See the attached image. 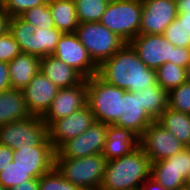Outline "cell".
I'll return each instance as SVG.
<instances>
[{
    "mask_svg": "<svg viewBox=\"0 0 190 190\" xmlns=\"http://www.w3.org/2000/svg\"><path fill=\"white\" fill-rule=\"evenodd\" d=\"M170 62L186 69L190 63V48L174 46Z\"/></svg>",
    "mask_w": 190,
    "mask_h": 190,
    "instance_id": "37",
    "label": "cell"
},
{
    "mask_svg": "<svg viewBox=\"0 0 190 190\" xmlns=\"http://www.w3.org/2000/svg\"><path fill=\"white\" fill-rule=\"evenodd\" d=\"M21 53L18 43L11 33L7 31L0 35V61L9 63Z\"/></svg>",
    "mask_w": 190,
    "mask_h": 190,
    "instance_id": "35",
    "label": "cell"
},
{
    "mask_svg": "<svg viewBox=\"0 0 190 190\" xmlns=\"http://www.w3.org/2000/svg\"><path fill=\"white\" fill-rule=\"evenodd\" d=\"M75 34L97 66L126 44L100 22L79 23Z\"/></svg>",
    "mask_w": 190,
    "mask_h": 190,
    "instance_id": "7",
    "label": "cell"
},
{
    "mask_svg": "<svg viewBox=\"0 0 190 190\" xmlns=\"http://www.w3.org/2000/svg\"><path fill=\"white\" fill-rule=\"evenodd\" d=\"M150 172V160L139 146L129 155L107 161L99 190H140Z\"/></svg>",
    "mask_w": 190,
    "mask_h": 190,
    "instance_id": "2",
    "label": "cell"
},
{
    "mask_svg": "<svg viewBox=\"0 0 190 190\" xmlns=\"http://www.w3.org/2000/svg\"><path fill=\"white\" fill-rule=\"evenodd\" d=\"M97 75L106 83L130 92L158 84L156 70L147 67L129 43L104 60Z\"/></svg>",
    "mask_w": 190,
    "mask_h": 190,
    "instance_id": "1",
    "label": "cell"
},
{
    "mask_svg": "<svg viewBox=\"0 0 190 190\" xmlns=\"http://www.w3.org/2000/svg\"><path fill=\"white\" fill-rule=\"evenodd\" d=\"M105 1L108 2V3H110V2L115 1V0H105Z\"/></svg>",
    "mask_w": 190,
    "mask_h": 190,
    "instance_id": "49",
    "label": "cell"
},
{
    "mask_svg": "<svg viewBox=\"0 0 190 190\" xmlns=\"http://www.w3.org/2000/svg\"><path fill=\"white\" fill-rule=\"evenodd\" d=\"M187 183H190V146H188V172H187Z\"/></svg>",
    "mask_w": 190,
    "mask_h": 190,
    "instance_id": "45",
    "label": "cell"
},
{
    "mask_svg": "<svg viewBox=\"0 0 190 190\" xmlns=\"http://www.w3.org/2000/svg\"><path fill=\"white\" fill-rule=\"evenodd\" d=\"M48 0H3L1 6L10 17H18L28 9L45 4Z\"/></svg>",
    "mask_w": 190,
    "mask_h": 190,
    "instance_id": "34",
    "label": "cell"
},
{
    "mask_svg": "<svg viewBox=\"0 0 190 190\" xmlns=\"http://www.w3.org/2000/svg\"><path fill=\"white\" fill-rule=\"evenodd\" d=\"M177 19L183 22L190 29V13L178 12Z\"/></svg>",
    "mask_w": 190,
    "mask_h": 190,
    "instance_id": "44",
    "label": "cell"
},
{
    "mask_svg": "<svg viewBox=\"0 0 190 190\" xmlns=\"http://www.w3.org/2000/svg\"><path fill=\"white\" fill-rule=\"evenodd\" d=\"M125 91L106 83L97 74L87 78V105L97 122L113 125L121 118Z\"/></svg>",
    "mask_w": 190,
    "mask_h": 190,
    "instance_id": "3",
    "label": "cell"
},
{
    "mask_svg": "<svg viewBox=\"0 0 190 190\" xmlns=\"http://www.w3.org/2000/svg\"><path fill=\"white\" fill-rule=\"evenodd\" d=\"M177 11L190 13V0H176Z\"/></svg>",
    "mask_w": 190,
    "mask_h": 190,
    "instance_id": "43",
    "label": "cell"
},
{
    "mask_svg": "<svg viewBox=\"0 0 190 190\" xmlns=\"http://www.w3.org/2000/svg\"><path fill=\"white\" fill-rule=\"evenodd\" d=\"M8 31L18 43L21 53L39 58L52 55L63 34L55 27L40 29L23 20L20 16L10 17Z\"/></svg>",
    "mask_w": 190,
    "mask_h": 190,
    "instance_id": "4",
    "label": "cell"
},
{
    "mask_svg": "<svg viewBox=\"0 0 190 190\" xmlns=\"http://www.w3.org/2000/svg\"><path fill=\"white\" fill-rule=\"evenodd\" d=\"M153 121L142 106L141 91H125L123 94V115L113 125L129 129L140 138Z\"/></svg>",
    "mask_w": 190,
    "mask_h": 190,
    "instance_id": "18",
    "label": "cell"
},
{
    "mask_svg": "<svg viewBox=\"0 0 190 190\" xmlns=\"http://www.w3.org/2000/svg\"><path fill=\"white\" fill-rule=\"evenodd\" d=\"M31 116L22 90L9 88L0 93V126Z\"/></svg>",
    "mask_w": 190,
    "mask_h": 190,
    "instance_id": "22",
    "label": "cell"
},
{
    "mask_svg": "<svg viewBox=\"0 0 190 190\" xmlns=\"http://www.w3.org/2000/svg\"><path fill=\"white\" fill-rule=\"evenodd\" d=\"M0 144L15 150L25 144L52 146L48 139L47 125L40 116L10 122L0 126Z\"/></svg>",
    "mask_w": 190,
    "mask_h": 190,
    "instance_id": "8",
    "label": "cell"
},
{
    "mask_svg": "<svg viewBox=\"0 0 190 190\" xmlns=\"http://www.w3.org/2000/svg\"><path fill=\"white\" fill-rule=\"evenodd\" d=\"M156 72L158 85L167 92L186 83V69L172 62L164 63Z\"/></svg>",
    "mask_w": 190,
    "mask_h": 190,
    "instance_id": "27",
    "label": "cell"
},
{
    "mask_svg": "<svg viewBox=\"0 0 190 190\" xmlns=\"http://www.w3.org/2000/svg\"><path fill=\"white\" fill-rule=\"evenodd\" d=\"M10 190H39V178H33L12 187Z\"/></svg>",
    "mask_w": 190,
    "mask_h": 190,
    "instance_id": "40",
    "label": "cell"
},
{
    "mask_svg": "<svg viewBox=\"0 0 190 190\" xmlns=\"http://www.w3.org/2000/svg\"><path fill=\"white\" fill-rule=\"evenodd\" d=\"M11 88L8 63L0 61V93Z\"/></svg>",
    "mask_w": 190,
    "mask_h": 190,
    "instance_id": "38",
    "label": "cell"
},
{
    "mask_svg": "<svg viewBox=\"0 0 190 190\" xmlns=\"http://www.w3.org/2000/svg\"><path fill=\"white\" fill-rule=\"evenodd\" d=\"M141 101L144 110L153 120H157L168 108V92L160 85H149L141 91Z\"/></svg>",
    "mask_w": 190,
    "mask_h": 190,
    "instance_id": "25",
    "label": "cell"
},
{
    "mask_svg": "<svg viewBox=\"0 0 190 190\" xmlns=\"http://www.w3.org/2000/svg\"><path fill=\"white\" fill-rule=\"evenodd\" d=\"M168 108L190 114V84L183 83L168 92Z\"/></svg>",
    "mask_w": 190,
    "mask_h": 190,
    "instance_id": "31",
    "label": "cell"
},
{
    "mask_svg": "<svg viewBox=\"0 0 190 190\" xmlns=\"http://www.w3.org/2000/svg\"><path fill=\"white\" fill-rule=\"evenodd\" d=\"M156 121L172 133L185 147L190 146V114L167 108Z\"/></svg>",
    "mask_w": 190,
    "mask_h": 190,
    "instance_id": "24",
    "label": "cell"
},
{
    "mask_svg": "<svg viewBox=\"0 0 190 190\" xmlns=\"http://www.w3.org/2000/svg\"><path fill=\"white\" fill-rule=\"evenodd\" d=\"M39 190H82L67 181L54 167L39 178Z\"/></svg>",
    "mask_w": 190,
    "mask_h": 190,
    "instance_id": "33",
    "label": "cell"
},
{
    "mask_svg": "<svg viewBox=\"0 0 190 190\" xmlns=\"http://www.w3.org/2000/svg\"><path fill=\"white\" fill-rule=\"evenodd\" d=\"M87 105V79L81 83L58 89L47 112L42 116L47 127L54 121L65 118Z\"/></svg>",
    "mask_w": 190,
    "mask_h": 190,
    "instance_id": "15",
    "label": "cell"
},
{
    "mask_svg": "<svg viewBox=\"0 0 190 190\" xmlns=\"http://www.w3.org/2000/svg\"><path fill=\"white\" fill-rule=\"evenodd\" d=\"M56 150L53 146H30L13 150V161L28 171L33 178H40L55 165Z\"/></svg>",
    "mask_w": 190,
    "mask_h": 190,
    "instance_id": "16",
    "label": "cell"
},
{
    "mask_svg": "<svg viewBox=\"0 0 190 190\" xmlns=\"http://www.w3.org/2000/svg\"><path fill=\"white\" fill-rule=\"evenodd\" d=\"M95 121L93 112L86 105L65 118L54 120L47 127L48 139L57 150L67 140L85 132Z\"/></svg>",
    "mask_w": 190,
    "mask_h": 190,
    "instance_id": "12",
    "label": "cell"
},
{
    "mask_svg": "<svg viewBox=\"0 0 190 190\" xmlns=\"http://www.w3.org/2000/svg\"><path fill=\"white\" fill-rule=\"evenodd\" d=\"M0 190H8L2 184H0Z\"/></svg>",
    "mask_w": 190,
    "mask_h": 190,
    "instance_id": "48",
    "label": "cell"
},
{
    "mask_svg": "<svg viewBox=\"0 0 190 190\" xmlns=\"http://www.w3.org/2000/svg\"><path fill=\"white\" fill-rule=\"evenodd\" d=\"M150 176L167 190H177L187 184L182 173H179L174 167H167L166 159L151 163Z\"/></svg>",
    "mask_w": 190,
    "mask_h": 190,
    "instance_id": "26",
    "label": "cell"
},
{
    "mask_svg": "<svg viewBox=\"0 0 190 190\" xmlns=\"http://www.w3.org/2000/svg\"><path fill=\"white\" fill-rule=\"evenodd\" d=\"M13 149L0 144V172L4 170L8 164L13 162Z\"/></svg>",
    "mask_w": 190,
    "mask_h": 190,
    "instance_id": "39",
    "label": "cell"
},
{
    "mask_svg": "<svg viewBox=\"0 0 190 190\" xmlns=\"http://www.w3.org/2000/svg\"><path fill=\"white\" fill-rule=\"evenodd\" d=\"M30 179L33 177L28 171L14 161L0 172V184L8 190Z\"/></svg>",
    "mask_w": 190,
    "mask_h": 190,
    "instance_id": "30",
    "label": "cell"
},
{
    "mask_svg": "<svg viewBox=\"0 0 190 190\" xmlns=\"http://www.w3.org/2000/svg\"><path fill=\"white\" fill-rule=\"evenodd\" d=\"M52 19L62 33H75L79 26L74 0H48Z\"/></svg>",
    "mask_w": 190,
    "mask_h": 190,
    "instance_id": "23",
    "label": "cell"
},
{
    "mask_svg": "<svg viewBox=\"0 0 190 190\" xmlns=\"http://www.w3.org/2000/svg\"><path fill=\"white\" fill-rule=\"evenodd\" d=\"M177 190H190V183H187L186 185L180 187L179 189Z\"/></svg>",
    "mask_w": 190,
    "mask_h": 190,
    "instance_id": "47",
    "label": "cell"
},
{
    "mask_svg": "<svg viewBox=\"0 0 190 190\" xmlns=\"http://www.w3.org/2000/svg\"><path fill=\"white\" fill-rule=\"evenodd\" d=\"M107 160L102 154L82 158H55L54 167L72 184L82 190H99Z\"/></svg>",
    "mask_w": 190,
    "mask_h": 190,
    "instance_id": "5",
    "label": "cell"
},
{
    "mask_svg": "<svg viewBox=\"0 0 190 190\" xmlns=\"http://www.w3.org/2000/svg\"><path fill=\"white\" fill-rule=\"evenodd\" d=\"M177 14L176 0H142L139 33L163 35Z\"/></svg>",
    "mask_w": 190,
    "mask_h": 190,
    "instance_id": "13",
    "label": "cell"
},
{
    "mask_svg": "<svg viewBox=\"0 0 190 190\" xmlns=\"http://www.w3.org/2000/svg\"><path fill=\"white\" fill-rule=\"evenodd\" d=\"M140 190H167L153 177L149 176L141 185Z\"/></svg>",
    "mask_w": 190,
    "mask_h": 190,
    "instance_id": "41",
    "label": "cell"
},
{
    "mask_svg": "<svg viewBox=\"0 0 190 190\" xmlns=\"http://www.w3.org/2000/svg\"><path fill=\"white\" fill-rule=\"evenodd\" d=\"M108 124L95 121L85 132L67 140L57 150L55 158H82L102 154Z\"/></svg>",
    "mask_w": 190,
    "mask_h": 190,
    "instance_id": "9",
    "label": "cell"
},
{
    "mask_svg": "<svg viewBox=\"0 0 190 190\" xmlns=\"http://www.w3.org/2000/svg\"><path fill=\"white\" fill-rule=\"evenodd\" d=\"M40 71L59 89L77 85L85 79L75 69L54 55L41 58Z\"/></svg>",
    "mask_w": 190,
    "mask_h": 190,
    "instance_id": "20",
    "label": "cell"
},
{
    "mask_svg": "<svg viewBox=\"0 0 190 190\" xmlns=\"http://www.w3.org/2000/svg\"><path fill=\"white\" fill-rule=\"evenodd\" d=\"M52 55L71 66L85 79L98 73V66L90 58L75 33H63Z\"/></svg>",
    "mask_w": 190,
    "mask_h": 190,
    "instance_id": "11",
    "label": "cell"
},
{
    "mask_svg": "<svg viewBox=\"0 0 190 190\" xmlns=\"http://www.w3.org/2000/svg\"><path fill=\"white\" fill-rule=\"evenodd\" d=\"M79 23L99 22L107 8L105 0H74Z\"/></svg>",
    "mask_w": 190,
    "mask_h": 190,
    "instance_id": "28",
    "label": "cell"
},
{
    "mask_svg": "<svg viewBox=\"0 0 190 190\" xmlns=\"http://www.w3.org/2000/svg\"><path fill=\"white\" fill-rule=\"evenodd\" d=\"M186 82L190 84V63L186 67Z\"/></svg>",
    "mask_w": 190,
    "mask_h": 190,
    "instance_id": "46",
    "label": "cell"
},
{
    "mask_svg": "<svg viewBox=\"0 0 190 190\" xmlns=\"http://www.w3.org/2000/svg\"><path fill=\"white\" fill-rule=\"evenodd\" d=\"M20 17L40 29L55 27L48 2L28 9L26 12L21 14Z\"/></svg>",
    "mask_w": 190,
    "mask_h": 190,
    "instance_id": "29",
    "label": "cell"
},
{
    "mask_svg": "<svg viewBox=\"0 0 190 190\" xmlns=\"http://www.w3.org/2000/svg\"><path fill=\"white\" fill-rule=\"evenodd\" d=\"M139 137L131 130L108 125L102 155L107 161L129 155L139 147Z\"/></svg>",
    "mask_w": 190,
    "mask_h": 190,
    "instance_id": "19",
    "label": "cell"
},
{
    "mask_svg": "<svg viewBox=\"0 0 190 190\" xmlns=\"http://www.w3.org/2000/svg\"><path fill=\"white\" fill-rule=\"evenodd\" d=\"M142 0H115L108 3L100 23L129 43L139 34Z\"/></svg>",
    "mask_w": 190,
    "mask_h": 190,
    "instance_id": "6",
    "label": "cell"
},
{
    "mask_svg": "<svg viewBox=\"0 0 190 190\" xmlns=\"http://www.w3.org/2000/svg\"><path fill=\"white\" fill-rule=\"evenodd\" d=\"M9 14L0 5V35L5 34L9 30Z\"/></svg>",
    "mask_w": 190,
    "mask_h": 190,
    "instance_id": "42",
    "label": "cell"
},
{
    "mask_svg": "<svg viewBox=\"0 0 190 190\" xmlns=\"http://www.w3.org/2000/svg\"><path fill=\"white\" fill-rule=\"evenodd\" d=\"M167 167H174L179 173H182V176L187 181V172H188V147H186L180 153L166 158Z\"/></svg>",
    "mask_w": 190,
    "mask_h": 190,
    "instance_id": "36",
    "label": "cell"
},
{
    "mask_svg": "<svg viewBox=\"0 0 190 190\" xmlns=\"http://www.w3.org/2000/svg\"><path fill=\"white\" fill-rule=\"evenodd\" d=\"M58 89L49 78L39 71L22 90L31 115L42 117L52 104Z\"/></svg>",
    "mask_w": 190,
    "mask_h": 190,
    "instance_id": "17",
    "label": "cell"
},
{
    "mask_svg": "<svg viewBox=\"0 0 190 190\" xmlns=\"http://www.w3.org/2000/svg\"><path fill=\"white\" fill-rule=\"evenodd\" d=\"M163 36L177 47H190V29L177 18L170 23Z\"/></svg>",
    "mask_w": 190,
    "mask_h": 190,
    "instance_id": "32",
    "label": "cell"
},
{
    "mask_svg": "<svg viewBox=\"0 0 190 190\" xmlns=\"http://www.w3.org/2000/svg\"><path fill=\"white\" fill-rule=\"evenodd\" d=\"M41 58L20 53L8 63L11 88L23 90L40 71Z\"/></svg>",
    "mask_w": 190,
    "mask_h": 190,
    "instance_id": "21",
    "label": "cell"
},
{
    "mask_svg": "<svg viewBox=\"0 0 190 190\" xmlns=\"http://www.w3.org/2000/svg\"><path fill=\"white\" fill-rule=\"evenodd\" d=\"M129 44L149 68L157 70L172 60L174 45L163 35L139 33Z\"/></svg>",
    "mask_w": 190,
    "mask_h": 190,
    "instance_id": "14",
    "label": "cell"
},
{
    "mask_svg": "<svg viewBox=\"0 0 190 190\" xmlns=\"http://www.w3.org/2000/svg\"><path fill=\"white\" fill-rule=\"evenodd\" d=\"M139 146L148 156L150 163L169 158L186 147L172 133L154 120L139 138Z\"/></svg>",
    "mask_w": 190,
    "mask_h": 190,
    "instance_id": "10",
    "label": "cell"
}]
</instances>
